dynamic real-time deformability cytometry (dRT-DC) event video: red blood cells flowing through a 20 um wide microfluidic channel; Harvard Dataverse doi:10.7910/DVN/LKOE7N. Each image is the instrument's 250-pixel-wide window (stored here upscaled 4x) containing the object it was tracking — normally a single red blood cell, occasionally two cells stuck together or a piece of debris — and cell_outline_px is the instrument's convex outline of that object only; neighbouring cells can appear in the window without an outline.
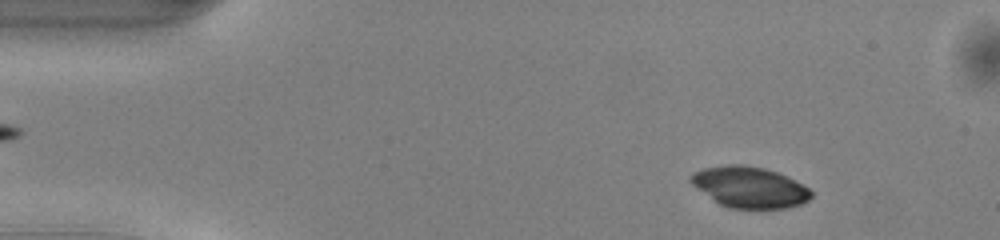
{"species": "common noctule bat (a hibernating species)", "species_latin": "Nyctalus noctula", "temperature_condition": "warm", "stored_images_in_passage": 49, "camera_frame_rate_fps": 3000, "um_per_image_px": 0.085, "animal": {"sex": "male", "body_mass_g": 13.0, "forearm_length_mm": 53.1}, "frame": {"image": 1, "passage_image": 6, "time_ms": 1.667, "image_size_px": [1000, 240], "cell_outline_px": [[812, 196], [808, 200], [800, 204], [784, 208], [728, 208], [720, 204], [696, 188], [688, 180], [688, 176], [692, 172], [704, 168], [728, 164], [744, 164], [764, 168], [776, 172], [808, 188], [812, 192]], "centroid_in_image_um": [63.65, 15.9], "position_along_channel_um": 21.4, "area_um2": 28.55}}
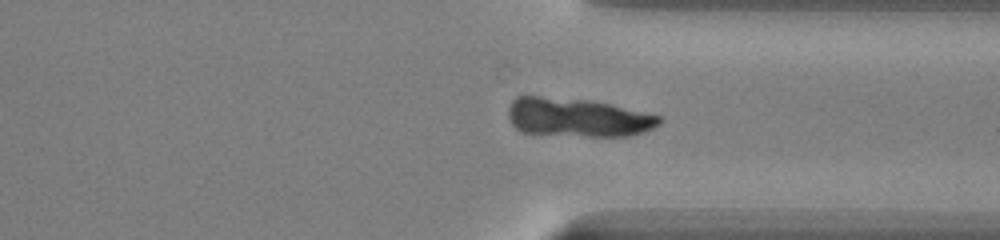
{"frame": {"image": 2, "passage_image": 37, "time_ms": 12.0, "image_size_px": [1000, 240], "cell_outline_px": [[664, 120], [660, 124], [644, 132], [632, 136], [588, 136], [520, 132], [512, 124], [508, 116], [508, 108], [512, 100], [516, 96], [540, 96], [588, 100], [608, 104], [660, 116]], "centroid_in_image_um": [49.08, 9.99], "position_along_channel_um": 362.3, "area_um2": 33.93}}
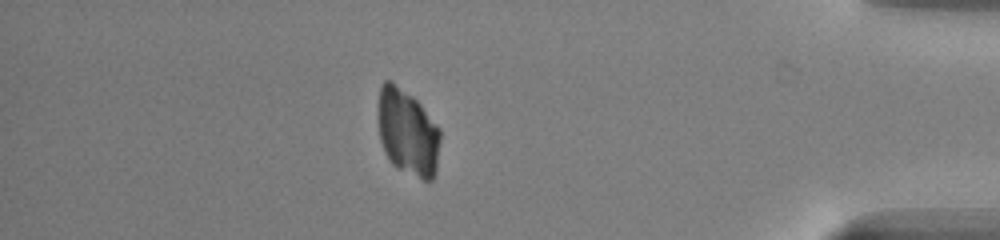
{"frame": {"image": 3, "passage_image": 43, "time_ms": 14.0, "image_size_px": [1000, 240], "cell_outline_px": [[440, 140], [436, 172], [432, 180], [428, 184], [396, 168], [392, 164], [384, 152], [380, 140], [380, 84], [384, 80], [392, 80], [412, 96], [420, 104], [440, 128]], "centroid_in_image_um": [34.69, 11.31], "position_along_channel_um": 400.5, "area_um2": 31.44}}